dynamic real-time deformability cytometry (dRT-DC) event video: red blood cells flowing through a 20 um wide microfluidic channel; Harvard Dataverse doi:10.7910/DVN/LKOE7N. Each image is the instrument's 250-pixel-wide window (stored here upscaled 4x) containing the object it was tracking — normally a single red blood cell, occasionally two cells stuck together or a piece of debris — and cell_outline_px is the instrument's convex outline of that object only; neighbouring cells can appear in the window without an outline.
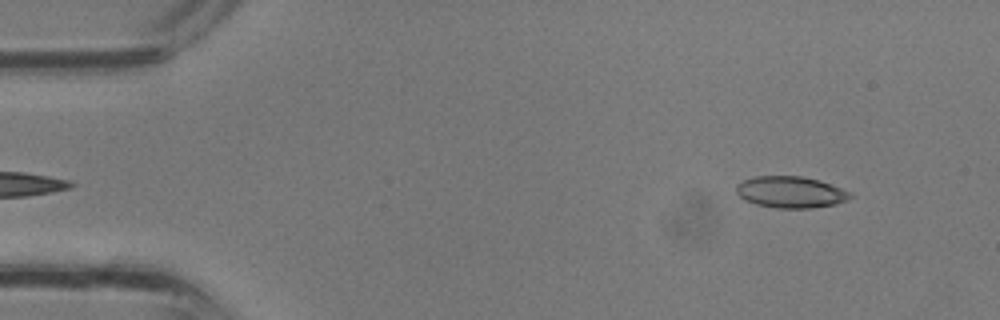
{"species": "common noctule bat (a hibernating species)", "species_latin": "Nyctalus noctula", "temperature_condition": "room temperature", "stored_images_in_passage": 32, "camera_frame_rate_fps": 3000, "um_per_image_px": 0.085, "animal": {"sex": "male", "body_mass_g": 13.3}, "frame": {"image": 1, "passage_image": 2, "time_ms": 0.333, "image_size_px": [1000, 320], "cell_outline_px": [[852, 196], [848, 200], [836, 204], [812, 208], [776, 208], [756, 204], [740, 196], [736, 192], [736, 184], [744, 180], [756, 176], [800, 176], [820, 180], [840, 188], [848, 192]], "centroid_in_image_um": [67.2, 16.33], "position_along_channel_um": 17.8, "area_um2": 20.75}}
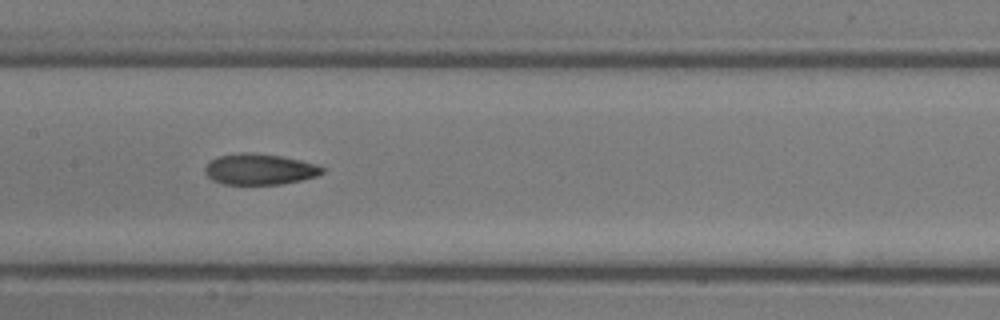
{"frame": {"image": 2, "passage_image": 15, "time_ms": 4.667, "image_size_px": [1000, 320], "cell_outline_px": [[324, 172], [316, 176], [300, 180], [280, 184], [224, 184], [212, 180], [204, 172], [204, 168], [212, 160], [220, 156], [240, 152], [252, 152], [280, 156], [300, 160], [316, 164], [324, 168]], "centroid_in_image_um": [22.06, 14.38], "position_along_channel_um": 185.3, "area_um2": 20.98}}
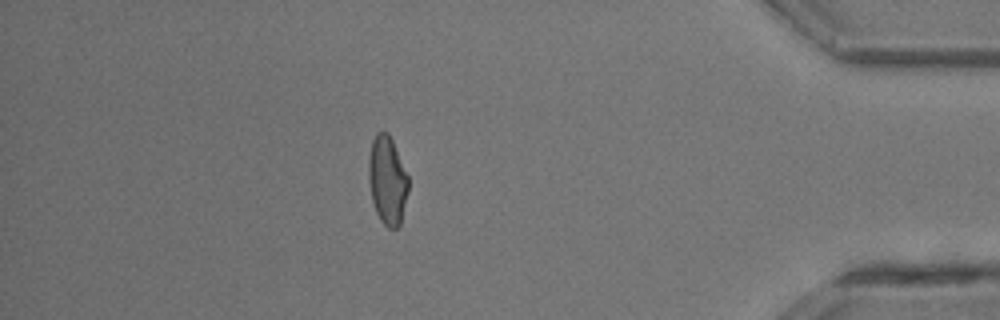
{"frame": {"image": 3, "passage_image": 28, "time_ms": 9.0, "image_size_px": [1000, 320], "cell_outline_px": [[408, 192], [400, 224], [396, 228], [388, 228], [380, 220], [376, 212], [372, 200], [368, 180], [368, 160], [372, 140], [376, 132], [388, 132], [392, 140], [408, 176]], "centroid_in_image_um": [32.91, 15.32], "position_along_channel_um": 402.3, "area_um2": 20.46}}